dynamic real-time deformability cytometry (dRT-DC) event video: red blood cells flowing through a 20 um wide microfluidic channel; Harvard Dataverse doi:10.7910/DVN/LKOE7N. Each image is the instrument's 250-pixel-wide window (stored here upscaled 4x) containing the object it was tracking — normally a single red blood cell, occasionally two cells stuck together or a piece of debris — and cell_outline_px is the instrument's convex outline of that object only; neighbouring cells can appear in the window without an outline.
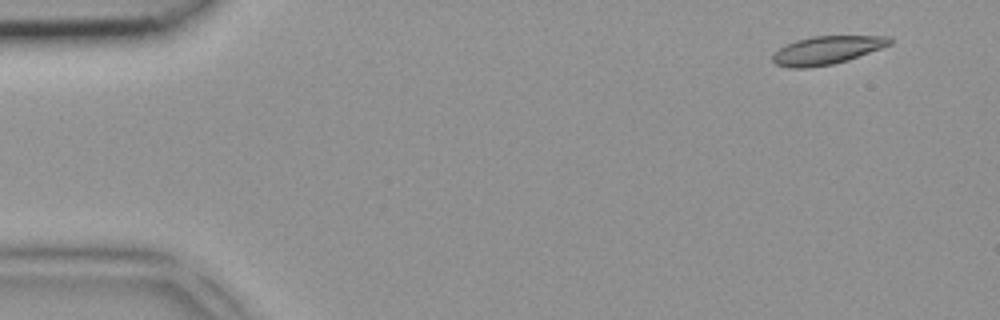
{"species": "common noctule bat (a hibernating species)", "species_latin": "Nyctalus noctula", "temperature_condition": "room temperature", "stored_images_in_passage": 3, "camera_frame_rate_fps": 3000, "um_per_image_px": 0.085, "animal": {"sex": "female", "body_mass_g": 18.4}, "frame": {"image": 1, "passage_image": 1, "time_ms": 0.0, "image_size_px": [1000, 320], "cell_outline_px": [[892, 44], [848, 60], [832, 64], [808, 68], [788, 68], [776, 64], [772, 60], [772, 52], [796, 40], [812, 36], [888, 36], [892, 40]], "centroid_in_image_um": [70.26, 4.27], "position_along_channel_um": 14.7, "area_um2": 19.25}}
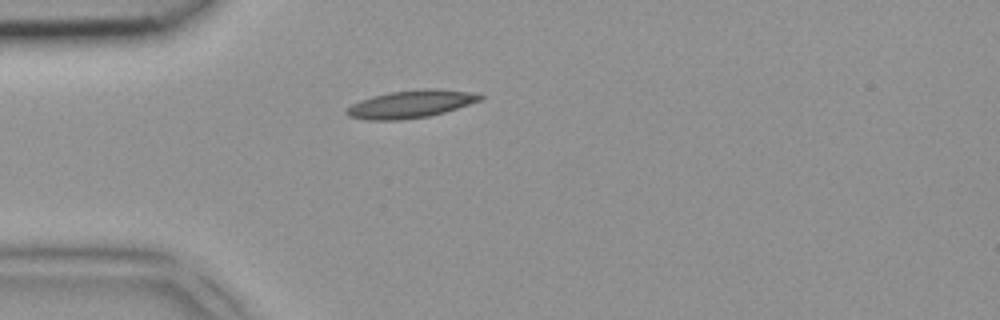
{"frame": {"image": 2, "passage_image": 3, "time_ms": 0.667, "image_size_px": [1000, 320], "cell_outline_px": [[484, 96], [480, 100], [444, 112], [428, 116], [400, 120], [368, 120], [348, 116], [344, 112], [352, 104], [360, 100], [372, 96], [392, 92], [424, 88], [440, 88], [468, 92]], "centroid_in_image_um": [34.88, 8.84], "position_along_channel_um": 50.1, "area_um2": 21.27}}